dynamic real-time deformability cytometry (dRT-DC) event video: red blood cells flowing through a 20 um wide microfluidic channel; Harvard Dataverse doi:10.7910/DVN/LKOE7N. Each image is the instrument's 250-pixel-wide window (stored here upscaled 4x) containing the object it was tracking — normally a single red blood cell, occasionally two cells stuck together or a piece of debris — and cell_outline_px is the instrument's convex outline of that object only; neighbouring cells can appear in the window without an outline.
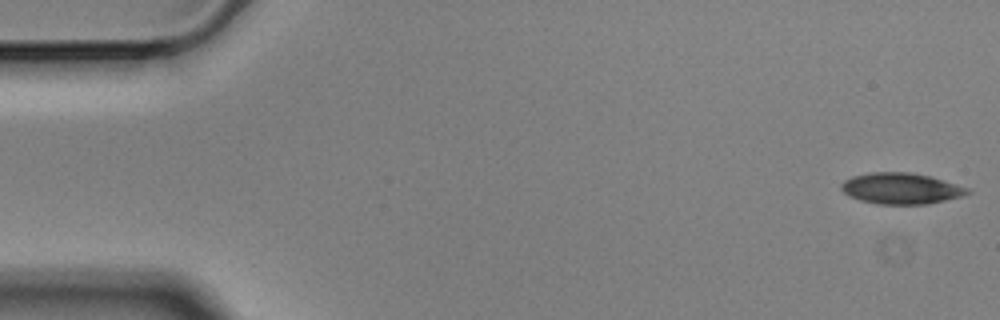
{"species": "Egyptian fruit bat (a non-hibernating species)", "species_latin": "Rousettus aegyptiacus", "temperature_condition": "cold", "stored_images_in_passage": 56, "camera_frame_rate_fps": 3000, "um_per_image_px": 0.085, "animal": {"sex": "male"}, "frame": {"image": 1, "passage_image": 1, "time_ms": 0.0, "image_size_px": [1000, 320], "cell_outline_px": [[972, 192], [964, 196], [928, 204], [880, 204], [860, 200], [848, 196], [840, 188], [840, 184], [844, 180], [852, 176], [868, 172], [908, 172], [932, 176], [972, 188]], "centroid_in_image_um": [76.64, 16.01], "position_along_channel_um": 8.4, "area_um2": 23.29}}
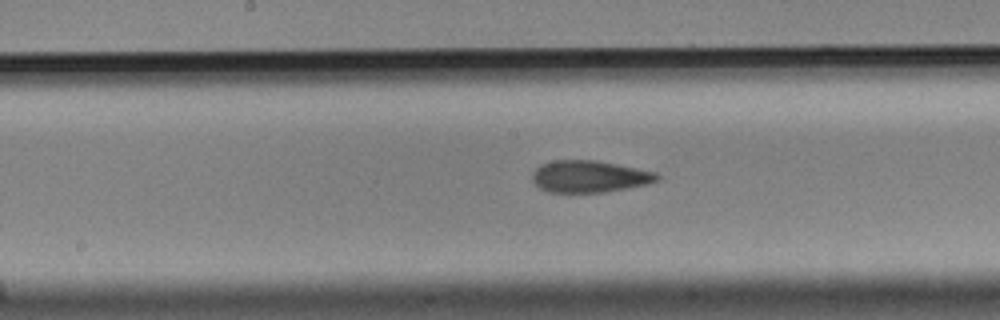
{"frame": {"image": 2, "passage_image": 28, "time_ms": 9.0, "image_size_px": [1000, 320], "cell_outline_px": [[660, 176], [656, 180], [648, 184], [628, 188], [604, 192], [548, 192], [540, 188], [532, 180], [532, 172], [540, 164], [552, 160], [596, 160], [656, 172]], "centroid_in_image_um": [50.07, 14.99], "position_along_channel_um": 198.1, "area_um2": 23.18}}
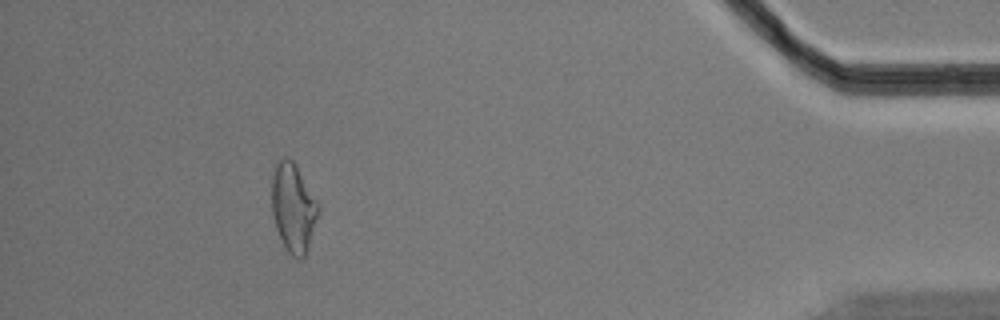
{"frame": {"image": 3, "passage_image": 51, "time_ms": 16.667, "image_size_px": [1000, 320], "cell_outline_px": [[320, 212], [308, 248], [304, 256], [300, 260], [296, 260], [288, 252], [276, 228], [272, 212], [272, 176], [276, 164], [284, 156], [288, 156], [296, 164], [320, 204]], "centroid_in_image_um": [24.96, 17.64], "position_along_channel_um": 410.2, "area_um2": 24.33}, "authors_computed_cell_mechanics": {"area_um2": 23.5246, "velocity_mm_per_s": 3.5298, "shape_relaxation_time_tau1_ms": 7.7451, "shape_relaxation_time_tau2_ms": 3.6638, "deformation_change_tau1": 0.1661, "deformation_change_tau2": 0.112}}